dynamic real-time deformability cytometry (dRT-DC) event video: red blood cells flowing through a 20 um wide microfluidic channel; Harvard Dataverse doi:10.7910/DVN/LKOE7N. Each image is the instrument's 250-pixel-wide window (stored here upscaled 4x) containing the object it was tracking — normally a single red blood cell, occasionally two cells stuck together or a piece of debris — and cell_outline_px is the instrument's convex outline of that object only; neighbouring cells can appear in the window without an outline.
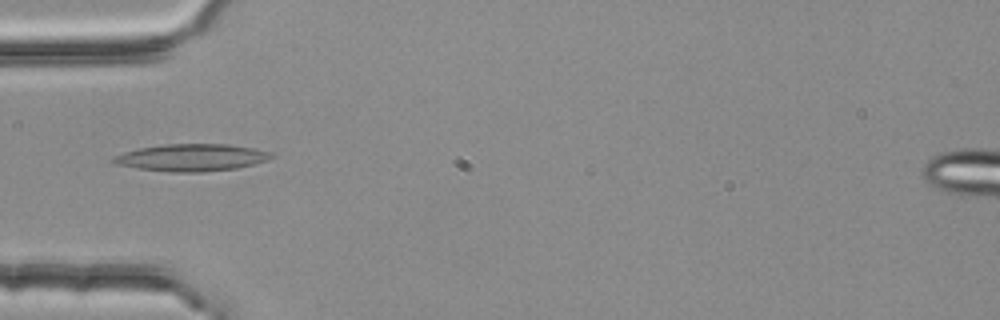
{"species": "common noctule bat (a hibernating species)", "species_latin": "Nyctalus noctula", "temperature_condition": "room temperature", "stored_images_in_passage": 5, "camera_frame_rate_fps": 3000, "um_per_image_px": 0.085, "animal": {"sex": "female", "body_mass_g": 25.1}, "frame": {"image": 1, "passage_image": 4, "time_ms": 1.0, "image_size_px": [1000, 320], "cell_outline_px": [[276, 156], [268, 160], [236, 168], [200, 172], [172, 172], [136, 168], [116, 164], [108, 160], [112, 156], [124, 152], [140, 148], [164, 144], [228, 144], [256, 148], [272, 152]], "centroid_in_image_um": [16.28, 13.38], "position_along_channel_um": 68.7, "area_um2": 25.14}}
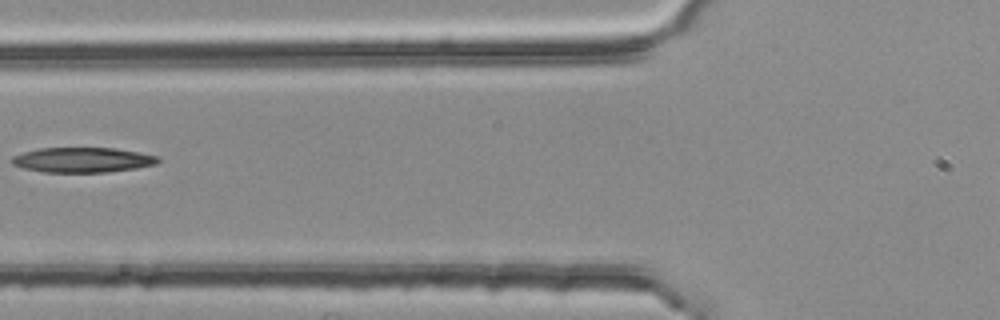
{"frame": {"image": 2, "passage_image": 5, "time_ms": 1.333, "image_size_px": [1000, 320], "cell_outline_px": [[160, 160], [156, 164], [136, 168], [104, 172], [44, 172], [24, 168], [12, 164], [12, 156], [24, 152], [40, 148], [112, 148], [140, 152], [160, 156]], "centroid_in_image_um": [7.05, 13.59], "position_along_channel_um": 118.8, "area_um2": 21.21}}